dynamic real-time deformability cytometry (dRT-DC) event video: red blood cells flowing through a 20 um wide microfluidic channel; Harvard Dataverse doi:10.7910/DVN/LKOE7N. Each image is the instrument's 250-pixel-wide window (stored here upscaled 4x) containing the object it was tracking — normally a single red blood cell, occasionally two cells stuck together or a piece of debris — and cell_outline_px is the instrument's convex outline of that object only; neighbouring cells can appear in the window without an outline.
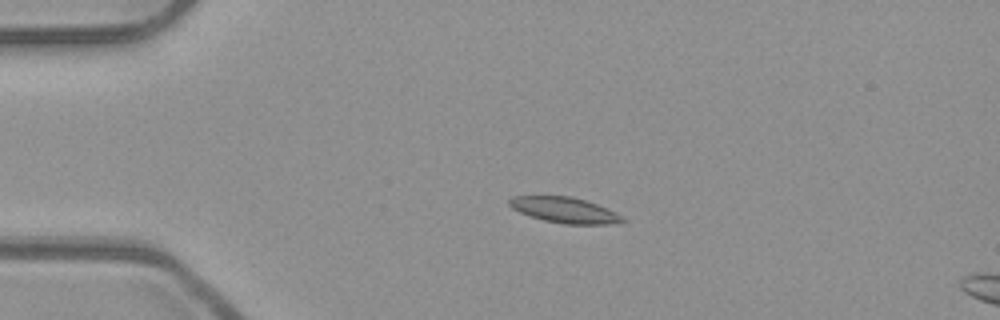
{"species": "common noctule bat (a hibernating species)", "species_latin": "Nyctalus noctula", "temperature_condition": "room temperature", "stored_images_in_passage": 17, "camera_frame_rate_fps": 3000, "um_per_image_px": 0.085, "animal": {"sex": "male", "body_mass_g": 23.1, "forearm_length_mm": 52.7}, "frame": {"image": 1, "passage_image": 12, "time_ms": 3.667, "image_size_px": [1000, 320], "cell_outline_px": [[628, 220], [612, 224], [564, 224], [544, 220], [528, 216], [512, 208], [508, 204], [508, 200], [512, 196], [568, 196], [584, 200], [608, 208], [616, 212]], "centroid_in_image_um": [47.99, 17.86], "position_along_channel_um": 37.0, "area_um2": 16.94}}